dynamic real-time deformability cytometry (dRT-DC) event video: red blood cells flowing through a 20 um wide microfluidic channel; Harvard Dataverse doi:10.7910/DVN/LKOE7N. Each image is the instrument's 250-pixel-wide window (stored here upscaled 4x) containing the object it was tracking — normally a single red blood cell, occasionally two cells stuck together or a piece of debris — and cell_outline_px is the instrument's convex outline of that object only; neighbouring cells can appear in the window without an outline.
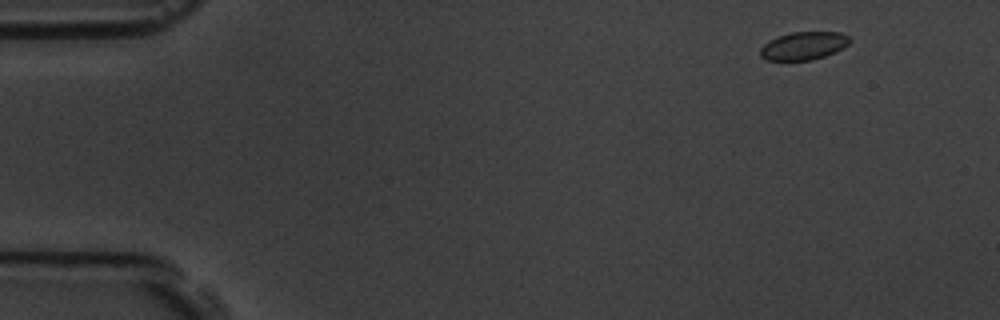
{"species": "common noctule bat (a hibernating species)", "species_latin": "Nyctalus noctula", "temperature_condition": "room temperature", "stored_images_in_passage": 3, "camera_frame_rate_fps": 3000, "um_per_image_px": 0.085, "animal": {"sex": "male", "body_mass_g": 19.5, "forearm_length_mm": 54.6}, "frame": {"image": 1, "passage_image": 1, "time_ms": 0.0, "image_size_px": [1000, 320], "cell_outline_px": [[852, 40], [848, 44], [824, 56], [812, 60], [768, 60], [760, 56], [760, 48], [768, 40], [776, 36], [792, 32], [840, 32], [852, 36]], "centroid_in_image_um": [68.3, 3.87], "position_along_channel_um": 16.7, "area_um2": 14.62}}